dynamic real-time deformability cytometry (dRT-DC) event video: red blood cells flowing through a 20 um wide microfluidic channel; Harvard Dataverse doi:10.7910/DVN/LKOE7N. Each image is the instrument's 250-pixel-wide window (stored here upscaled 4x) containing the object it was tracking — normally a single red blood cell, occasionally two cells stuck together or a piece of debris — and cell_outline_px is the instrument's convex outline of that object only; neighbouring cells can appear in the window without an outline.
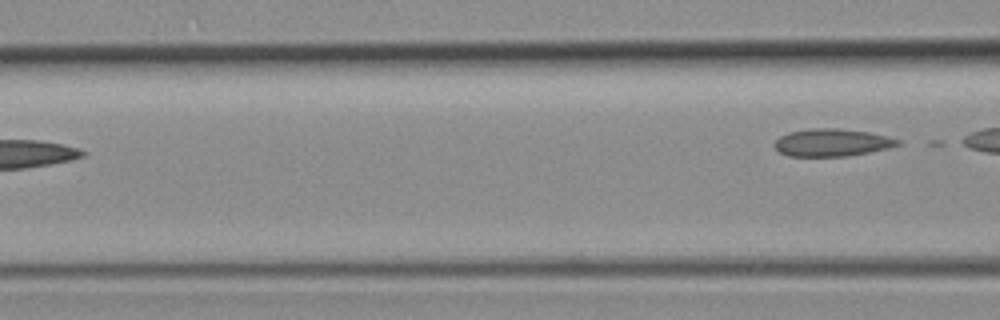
{"species": "common noctule bat (a hibernating species)", "species_latin": "Nyctalus noctula", "temperature_condition": "room temperature", "stored_images_in_passage": 6, "segment_of_instrument_passage": [2, 2], "camera_frame_rate_fps": 3000, "um_per_image_px": 0.085, "animal": {"sex": "female", "body_mass_g": 19.3, "forearm_length_mm": 54.1}, "frame": {"image": 1, "passage_image": 6, "time_ms": 5.667, "image_size_px": [1000, 320], "cell_outline_px": [[904, 144], [888, 148], [848, 156], [788, 156], [780, 152], [772, 144], [780, 136], [788, 132], [812, 128], [836, 128], [868, 132], [900, 140]], "centroid_in_image_um": [70.7, 12.12], "position_along_channel_um": 95.9, "area_um2": 19.71}}